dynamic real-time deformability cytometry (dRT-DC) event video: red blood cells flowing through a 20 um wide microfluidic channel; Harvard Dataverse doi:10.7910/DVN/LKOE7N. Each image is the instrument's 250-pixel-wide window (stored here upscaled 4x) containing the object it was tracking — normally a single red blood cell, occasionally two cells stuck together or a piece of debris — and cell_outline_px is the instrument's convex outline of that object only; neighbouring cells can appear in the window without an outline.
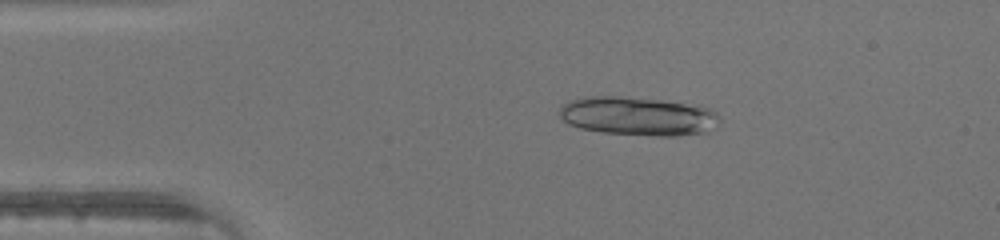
{"species": "human", "species_latin": "Homo sapiens", "temperature_condition": "warm", "stored_images_in_passage": 45, "camera_frame_rate_fps": 3000, "um_per_image_px": 0.085, "donor": {"sex": "male"}, "frame": {"image": 1, "passage_image": 8, "time_ms": 2.333, "image_size_px": [1000, 240], "cell_outline_px": [[720, 120], [716, 128], [708, 132], [676, 136], [656, 136], [604, 132], [580, 128], [568, 124], [560, 116], [560, 108], [564, 104], [572, 100], [588, 96], [620, 96], [700, 104], [716, 112], [720, 116]], "centroid_in_image_um": [54.32, 9.87], "position_along_channel_um": 30.7, "area_um2": 36.41}}
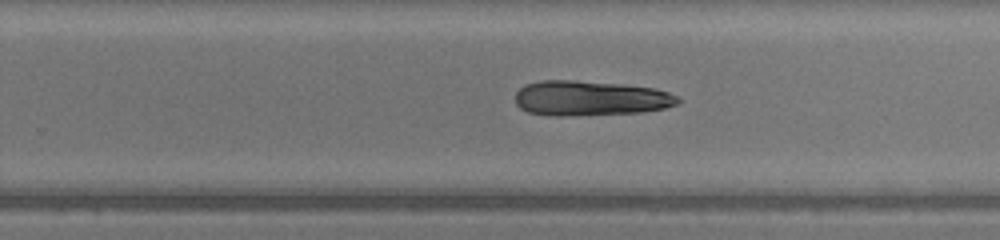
{"frame": {"image": 2, "passage_image": 28, "time_ms": 9.0, "image_size_px": [1000, 240], "cell_outline_px": [[680, 104], [664, 108], [640, 112], [560, 116], [552, 116], [528, 112], [520, 108], [516, 104], [516, 92], [524, 84], [540, 80], [572, 80], [624, 84], [656, 88], [668, 92], [676, 96], [680, 100]], "centroid_in_image_um": [50.16, 8.34], "position_along_channel_um": 279.6, "area_um2": 33.29}}
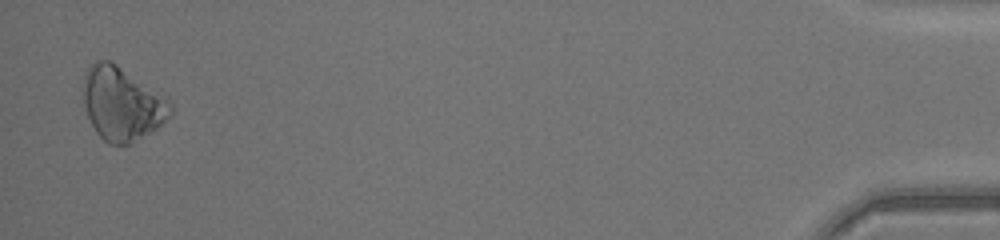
{"frame": {"image": 3, "passage_image": 44, "time_ms": 14.333, "image_size_px": [1000, 240], "cell_outline_px": [[172, 112], [156, 128], [128, 144], [108, 144], [96, 132], [88, 116], [80, 92], [84, 72], [88, 64], [100, 60], [108, 60], [116, 64], [168, 96], [172, 100]], "centroid_in_image_um": [10.34, 8.77], "position_along_channel_um": 424.9, "area_um2": 37.69}}